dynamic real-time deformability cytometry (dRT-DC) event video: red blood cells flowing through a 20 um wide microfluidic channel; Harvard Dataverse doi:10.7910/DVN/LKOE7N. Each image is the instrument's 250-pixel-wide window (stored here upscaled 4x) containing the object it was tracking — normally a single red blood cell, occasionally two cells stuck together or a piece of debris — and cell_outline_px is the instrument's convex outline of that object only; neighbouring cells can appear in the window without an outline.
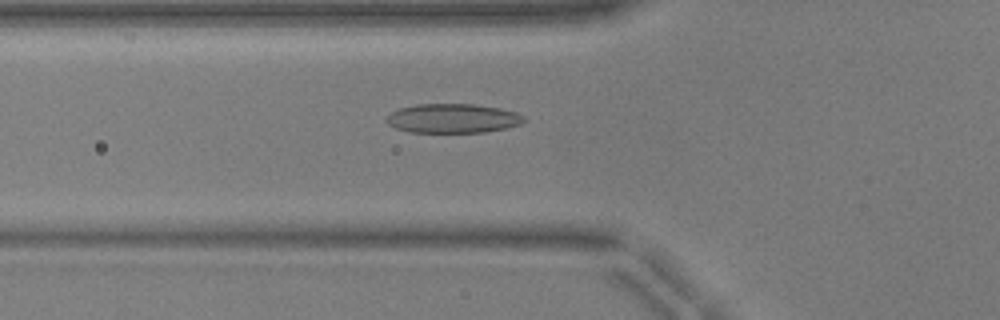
{"species": "common noctule bat (a hibernating species)", "species_latin": "Nyctalus noctula", "temperature_condition": "warm", "stored_images_in_passage": 48, "camera_frame_rate_fps": 3000, "um_per_image_px": 0.085, "animal": {"sex": "male", "body_mass_g": 17.9, "forearm_length_mm": 54.2}, "frame": {"image": 1, "passage_image": 15, "time_ms": 4.667, "image_size_px": [1000, 320], "cell_outline_px": [[524, 120], [520, 124], [508, 128], [484, 132], [408, 132], [396, 128], [388, 124], [384, 120], [392, 112], [400, 108], [416, 104], [472, 104], [500, 108], [516, 112], [524, 116]], "centroid_in_image_um": [38.48, 10.06], "position_along_channel_um": 87.3, "area_um2": 23.41}}
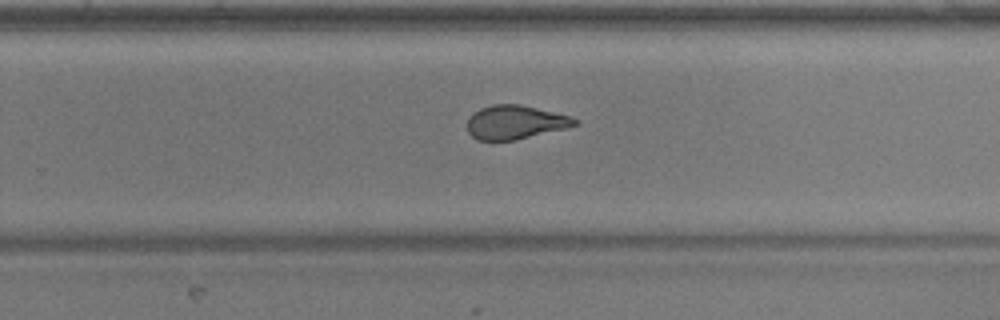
{"frame": {"image": 2, "passage_image": 30, "time_ms": 9.667, "image_size_px": [1000, 320], "cell_outline_px": [[580, 124], [568, 128], [516, 140], [476, 140], [468, 132], [468, 116], [472, 112], [480, 108], [492, 104], [520, 104], [568, 116], [576, 120]], "centroid_in_image_um": [43.76, 10.39], "position_along_channel_um": 286.0, "area_um2": 21.21}}
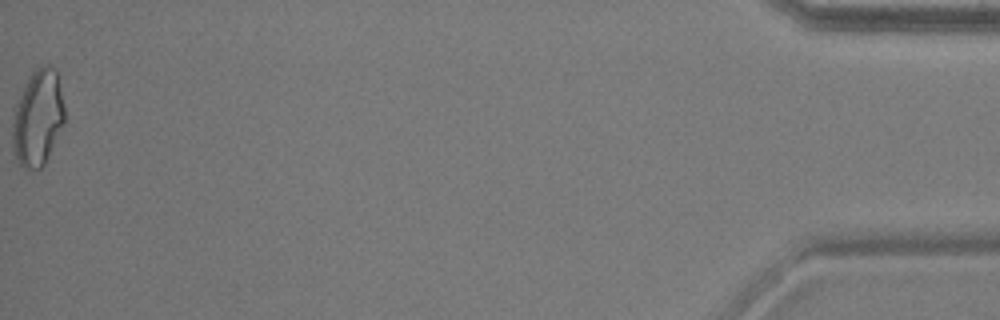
{"frame": {"image": 3, "passage_image": 48, "time_ms": 15.667, "image_size_px": [1000, 320], "cell_outline_px": [[64, 124], [44, 164], [40, 168], [24, 168], [20, 164], [12, 148], [12, 124], [16, 104], [32, 72], [36, 68], [44, 64], [48, 64], [56, 68], [64, 104]], "centroid_in_image_um": [3.23, 10.0], "position_along_channel_um": 432.0, "area_um2": 28.9}, "authors_computed_cell_mechanics": {"area_um2": 22.9177, "velocity_mm_per_s": 3.9565, "shape_relaxation_time_tau1_ms": 7.1119, "shape_relaxation_time_tau2_ms": 1.3198, "deformation_change_tau1": 0.2199, "deformation_change_tau2": 0.0781}}